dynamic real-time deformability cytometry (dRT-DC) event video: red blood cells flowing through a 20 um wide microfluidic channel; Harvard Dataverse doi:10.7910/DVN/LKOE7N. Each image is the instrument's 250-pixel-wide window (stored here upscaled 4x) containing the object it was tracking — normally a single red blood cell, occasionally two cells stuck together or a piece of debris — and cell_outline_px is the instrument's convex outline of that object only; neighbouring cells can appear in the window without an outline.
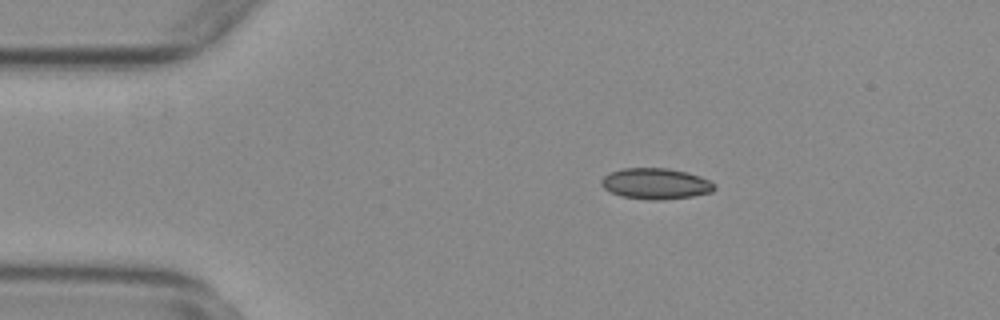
{"species": "common noctule bat (a hibernating species)", "species_latin": "Nyctalus noctula", "temperature_condition": "warm", "stored_images_in_passage": 44, "camera_frame_rate_fps": 3000, "um_per_image_px": 0.085, "animal": {"sex": "female", "body_mass_g": 29.2, "forearm_length_mm": 56.3}, "frame": {"image": 1, "passage_image": 9, "time_ms": 2.667, "image_size_px": [1000, 320], "cell_outline_px": [[716, 188], [712, 192], [692, 196], [664, 200], [652, 200], [620, 196], [604, 188], [600, 184], [600, 180], [604, 176], [612, 172], [624, 168], [668, 168], [688, 172], [712, 180], [716, 184]], "centroid_in_image_um": [55.78, 15.61], "position_along_channel_um": 29.2, "area_um2": 20.58}}
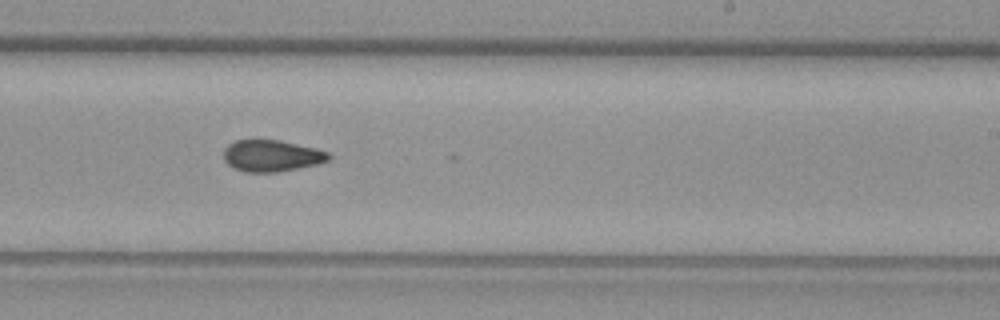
{"frame": {"image": 2, "passage_image": 32, "time_ms": 10.333, "image_size_px": [1000, 320], "cell_outline_px": [[332, 156], [328, 160], [316, 164], [276, 172], [244, 172], [232, 168], [224, 160], [224, 148], [228, 144], [236, 140], [280, 140], [328, 152]], "centroid_in_image_um": [23.03, 13.24], "position_along_channel_um": 266.0, "area_um2": 19.13}}
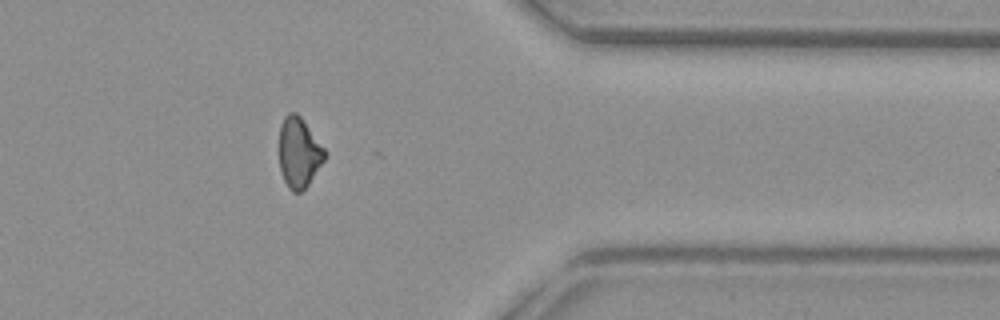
{"frame": {"image": 3, "passage_image": 43, "time_ms": 14.0, "image_size_px": [1000, 320], "cell_outline_px": [[328, 152], [324, 160], [308, 184], [300, 192], [292, 192], [288, 188], [280, 172], [280, 124], [284, 116], [288, 112], [296, 112], [300, 116]], "centroid_in_image_um": [25.41, 12.95], "position_along_channel_um": 386.0, "area_um2": 18.61}, "authors_computed_cell_mechanics": {"area_um2": 19.7676, "velocity_mm_per_s": 3.7738, "shape_relaxation_time_tau1_ms": null, "shape_relaxation_time_tau2_ms": 2.6166, "deformation_change_tau1": null, "deformation_change_tau2": 0.0745}}